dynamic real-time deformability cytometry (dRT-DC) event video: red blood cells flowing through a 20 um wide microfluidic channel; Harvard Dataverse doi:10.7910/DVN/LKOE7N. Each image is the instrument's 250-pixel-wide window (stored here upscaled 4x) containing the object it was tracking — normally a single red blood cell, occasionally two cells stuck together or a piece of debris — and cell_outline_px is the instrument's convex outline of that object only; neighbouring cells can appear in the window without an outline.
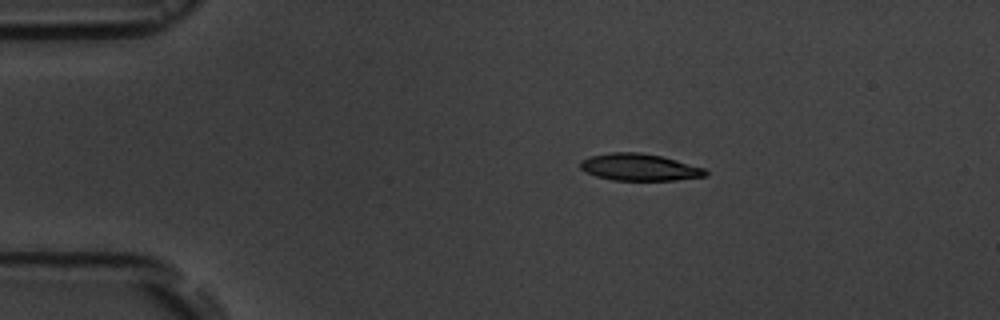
{"species": "common noctule bat (a hibernating species)", "species_latin": "Nyctalus noctula", "temperature_condition": "room temperature", "stored_images_in_passage": 5, "camera_frame_rate_fps": 3000, "um_per_image_px": 0.085, "animal": {"sex": "male", "body_mass_g": 19.5, "forearm_length_mm": 54.6}, "frame": {"image": 1, "passage_image": 3, "time_ms": 2.333, "image_size_px": [1000, 320], "cell_outline_px": [[708, 176], [676, 180], [612, 180], [596, 176], [584, 172], [580, 168], [580, 160], [592, 156], [612, 152], [640, 152], [660, 156], [676, 160], [704, 168], [708, 172]], "centroid_in_image_um": [54.34, 14.22], "position_along_channel_um": 30.7, "area_um2": 19.65}}
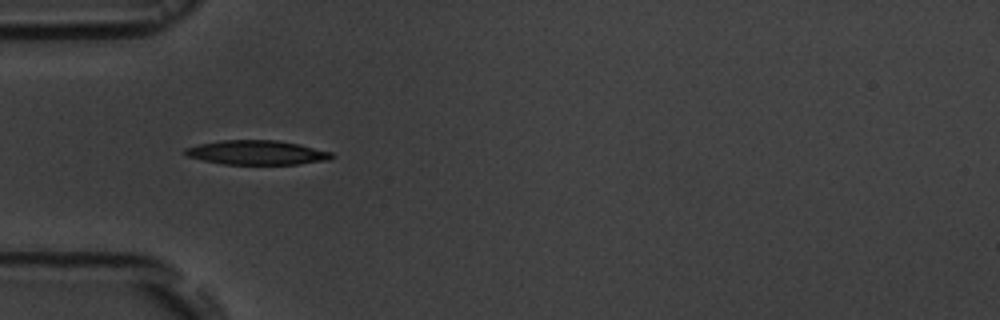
{"frame": {"image": 2, "passage_image": 4, "time_ms": 4.667, "image_size_px": [1000, 320], "cell_outline_px": [[336, 156], [328, 160], [300, 164], [224, 164], [204, 160], [188, 156], [184, 152], [184, 148], [200, 144], [220, 140], [276, 140], [300, 144], [332, 152]], "centroid_in_image_um": [21.88, 12.96], "position_along_channel_um": 63.1, "area_um2": 20.75}}
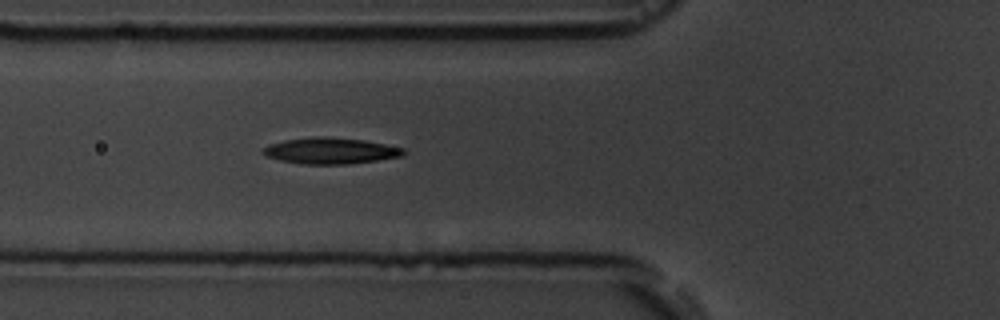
{"frame": {"image": 3, "passage_image": 5, "time_ms": 5.667, "image_size_px": [1000, 320], "cell_outline_px": [[408, 152], [400, 156], [376, 160], [348, 164], [304, 164], [280, 160], [264, 156], [260, 152], [268, 144], [284, 140], [316, 136], [324, 136], [364, 140], [404, 148]], "centroid_in_image_um": [28.05, 12.81], "position_along_channel_um": 97.7, "area_um2": 21.44}}